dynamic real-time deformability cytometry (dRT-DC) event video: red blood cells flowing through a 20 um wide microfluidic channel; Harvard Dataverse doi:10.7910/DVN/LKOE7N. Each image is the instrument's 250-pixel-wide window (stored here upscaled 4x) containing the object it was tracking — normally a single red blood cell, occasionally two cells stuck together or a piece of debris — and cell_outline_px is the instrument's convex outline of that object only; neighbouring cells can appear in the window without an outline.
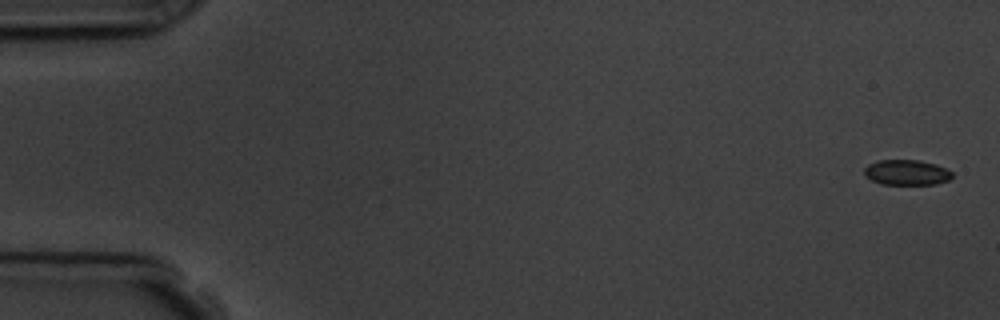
{"species": "common noctule bat (a hibernating species)", "species_latin": "Nyctalus noctula", "temperature_condition": "room temperature", "stored_images_in_passage": 10, "camera_frame_rate_fps": 3000, "um_per_image_px": 0.085, "animal": {"sex": "male", "body_mass_g": 19.5, "forearm_length_mm": 54.6}, "frame": {"image": 1, "passage_image": 1, "time_ms": 0.0, "image_size_px": [1000, 320], "cell_outline_px": [[952, 176], [948, 180], [936, 184], [880, 184], [872, 180], [864, 172], [864, 168], [868, 164], [876, 160], [920, 160], [936, 164], [952, 172]], "centroid_in_image_um": [77.05, 14.65], "position_along_channel_um": 7.9, "area_um2": 12.89}}
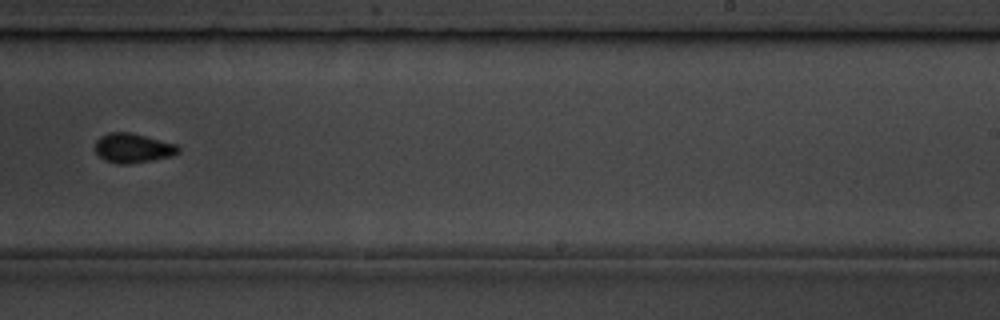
{"frame": {"image": 2, "passage_image": 10, "time_ms": 11.0, "image_size_px": [1000, 320], "cell_outline_px": [[180, 152], [172, 156], [152, 160], [128, 164], [116, 164], [104, 160], [96, 152], [96, 140], [100, 136], [108, 132], [132, 132], [176, 144], [180, 148]], "centroid_in_image_um": [11.3, 12.58], "position_along_channel_um": 277.7, "area_um2": 14.39}}